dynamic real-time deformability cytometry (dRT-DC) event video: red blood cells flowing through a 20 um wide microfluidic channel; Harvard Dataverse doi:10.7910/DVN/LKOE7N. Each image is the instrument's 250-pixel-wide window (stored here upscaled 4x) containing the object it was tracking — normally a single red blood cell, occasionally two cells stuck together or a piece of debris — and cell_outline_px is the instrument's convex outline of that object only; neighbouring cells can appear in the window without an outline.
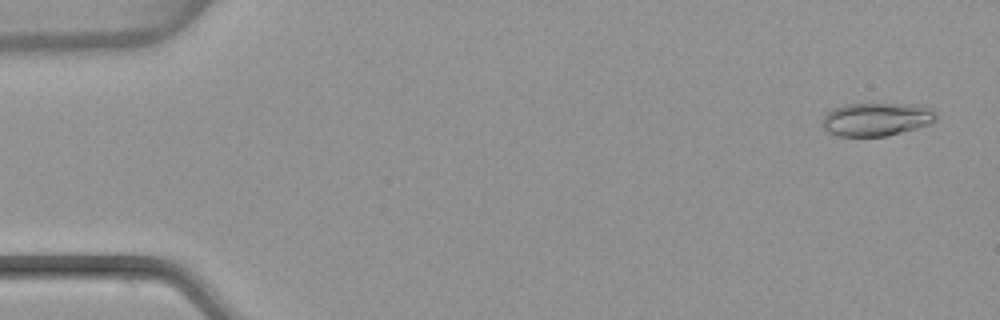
{"species": "common noctule bat (a hibernating species)", "species_latin": "Nyctalus noctula", "temperature_condition": "warm", "stored_images_in_passage": 54, "camera_frame_rate_fps": 3000, "um_per_image_px": 0.085, "animal": {"sex": "female", "body_mass_g": 22.7, "forearm_length_mm": 54.2}, "frame": {"image": 1, "passage_image": 3, "time_ms": 0.667, "image_size_px": [1000, 320], "cell_outline_px": [[936, 120], [928, 124], [916, 128], [884, 136], [840, 136], [828, 132], [824, 128], [824, 112], [832, 108], [844, 104], [924, 104], [932, 108], [936, 116]], "centroid_in_image_um": [74.5, 10.11], "position_along_channel_um": 10.5, "area_um2": 22.08}}
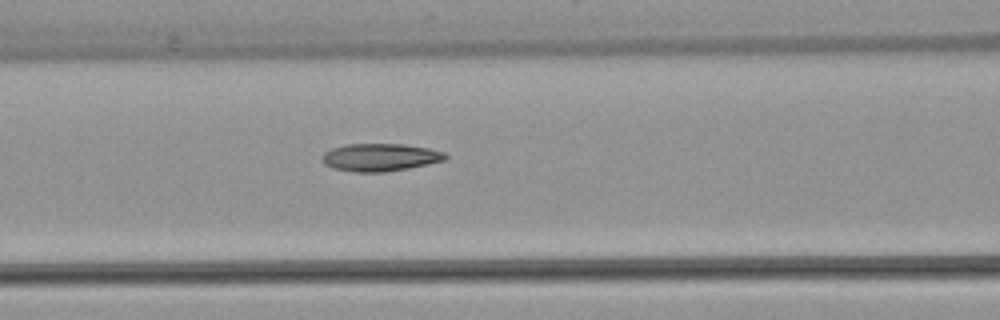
{"frame": {"image": 2, "passage_image": 23, "time_ms": 7.333, "image_size_px": [1000, 320], "cell_outline_px": [[448, 156], [444, 160], [428, 164], [408, 168], [384, 172], [352, 172], [332, 168], [324, 164], [320, 160], [320, 156], [324, 152], [332, 148], [348, 144], [404, 144], [428, 148], [444, 152]], "centroid_in_image_um": [32.26, 13.37], "position_along_channel_um": 134.3, "area_um2": 20.0}}
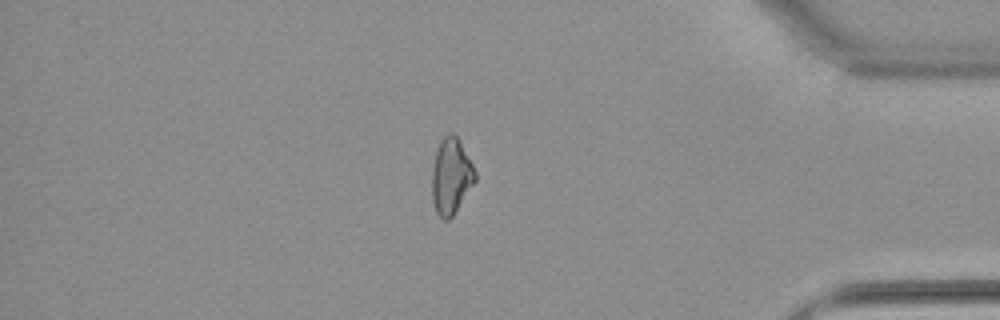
{"frame": {"image": 3, "passage_image": 46, "time_ms": 15.0, "image_size_px": [1000, 320], "cell_outline_px": [[476, 180], [452, 216], [448, 220], [444, 220], [436, 212], [432, 200], [432, 168], [436, 148], [440, 140], [448, 132], [452, 132], [456, 136], [472, 164], [476, 172]], "centroid_in_image_um": [38.32, 14.96], "position_along_channel_um": 396.9, "area_um2": 18.96}, "authors_computed_cell_mechanics": {"area_um2": 20.0566, "velocity_mm_per_s": 3.849, "shape_relaxation_time_tau1_ms": null, "shape_relaxation_time_tau2_ms": 3.3968, "deformation_change_tau1": null, "deformation_change_tau2": 0.1033}}